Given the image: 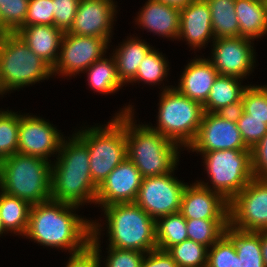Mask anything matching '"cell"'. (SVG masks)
Listing matches in <instances>:
<instances>
[{
  "mask_svg": "<svg viewBox=\"0 0 267 267\" xmlns=\"http://www.w3.org/2000/svg\"><path fill=\"white\" fill-rule=\"evenodd\" d=\"M253 41L240 36L215 39L212 42L213 49L209 60L218 74L242 80L247 78L246 76L252 73L254 63H256Z\"/></svg>",
  "mask_w": 267,
  "mask_h": 267,
  "instance_id": "14",
  "label": "cell"
},
{
  "mask_svg": "<svg viewBox=\"0 0 267 267\" xmlns=\"http://www.w3.org/2000/svg\"><path fill=\"white\" fill-rule=\"evenodd\" d=\"M204 154L218 150H251L242 140L233 113L205 112L194 141L187 148Z\"/></svg>",
  "mask_w": 267,
  "mask_h": 267,
  "instance_id": "11",
  "label": "cell"
},
{
  "mask_svg": "<svg viewBox=\"0 0 267 267\" xmlns=\"http://www.w3.org/2000/svg\"><path fill=\"white\" fill-rule=\"evenodd\" d=\"M31 205L18 197L0 190V218L7 234L25 236L29 224ZM9 231V232H8Z\"/></svg>",
  "mask_w": 267,
  "mask_h": 267,
  "instance_id": "27",
  "label": "cell"
},
{
  "mask_svg": "<svg viewBox=\"0 0 267 267\" xmlns=\"http://www.w3.org/2000/svg\"><path fill=\"white\" fill-rule=\"evenodd\" d=\"M225 234L233 241L240 267H265L261 231H241L228 225Z\"/></svg>",
  "mask_w": 267,
  "mask_h": 267,
  "instance_id": "26",
  "label": "cell"
},
{
  "mask_svg": "<svg viewBox=\"0 0 267 267\" xmlns=\"http://www.w3.org/2000/svg\"><path fill=\"white\" fill-rule=\"evenodd\" d=\"M26 45L52 68L59 56L64 31L54 25L22 26L16 32Z\"/></svg>",
  "mask_w": 267,
  "mask_h": 267,
  "instance_id": "22",
  "label": "cell"
},
{
  "mask_svg": "<svg viewBox=\"0 0 267 267\" xmlns=\"http://www.w3.org/2000/svg\"><path fill=\"white\" fill-rule=\"evenodd\" d=\"M167 252L178 267H207L208 248L193 240L173 245Z\"/></svg>",
  "mask_w": 267,
  "mask_h": 267,
  "instance_id": "33",
  "label": "cell"
},
{
  "mask_svg": "<svg viewBox=\"0 0 267 267\" xmlns=\"http://www.w3.org/2000/svg\"><path fill=\"white\" fill-rule=\"evenodd\" d=\"M158 1L181 8L194 0H158Z\"/></svg>",
  "mask_w": 267,
  "mask_h": 267,
  "instance_id": "46",
  "label": "cell"
},
{
  "mask_svg": "<svg viewBox=\"0 0 267 267\" xmlns=\"http://www.w3.org/2000/svg\"><path fill=\"white\" fill-rule=\"evenodd\" d=\"M75 134L88 147L91 178L99 187L114 168L127 158L125 114H115L106 125L86 127Z\"/></svg>",
  "mask_w": 267,
  "mask_h": 267,
  "instance_id": "6",
  "label": "cell"
},
{
  "mask_svg": "<svg viewBox=\"0 0 267 267\" xmlns=\"http://www.w3.org/2000/svg\"><path fill=\"white\" fill-rule=\"evenodd\" d=\"M54 25L53 0H29L23 26Z\"/></svg>",
  "mask_w": 267,
  "mask_h": 267,
  "instance_id": "40",
  "label": "cell"
},
{
  "mask_svg": "<svg viewBox=\"0 0 267 267\" xmlns=\"http://www.w3.org/2000/svg\"><path fill=\"white\" fill-rule=\"evenodd\" d=\"M71 136L64 137L51 164V199L75 206L95 204L98 187L91 178L88 147L75 133Z\"/></svg>",
  "mask_w": 267,
  "mask_h": 267,
  "instance_id": "2",
  "label": "cell"
},
{
  "mask_svg": "<svg viewBox=\"0 0 267 267\" xmlns=\"http://www.w3.org/2000/svg\"><path fill=\"white\" fill-rule=\"evenodd\" d=\"M101 223L96 220L92 221V235L90 238V244L82 251L71 254L65 267H101L100 255V236H101ZM100 235V236H99ZM100 241V242H99ZM101 256V257H100Z\"/></svg>",
  "mask_w": 267,
  "mask_h": 267,
  "instance_id": "35",
  "label": "cell"
},
{
  "mask_svg": "<svg viewBox=\"0 0 267 267\" xmlns=\"http://www.w3.org/2000/svg\"><path fill=\"white\" fill-rule=\"evenodd\" d=\"M107 258L103 261L105 267H141L146 253L135 250L107 248Z\"/></svg>",
  "mask_w": 267,
  "mask_h": 267,
  "instance_id": "41",
  "label": "cell"
},
{
  "mask_svg": "<svg viewBox=\"0 0 267 267\" xmlns=\"http://www.w3.org/2000/svg\"><path fill=\"white\" fill-rule=\"evenodd\" d=\"M229 225L241 231L267 230V180L253 178L229 201Z\"/></svg>",
  "mask_w": 267,
  "mask_h": 267,
  "instance_id": "12",
  "label": "cell"
},
{
  "mask_svg": "<svg viewBox=\"0 0 267 267\" xmlns=\"http://www.w3.org/2000/svg\"><path fill=\"white\" fill-rule=\"evenodd\" d=\"M211 13L215 39L239 37V22L235 13V0H206Z\"/></svg>",
  "mask_w": 267,
  "mask_h": 267,
  "instance_id": "29",
  "label": "cell"
},
{
  "mask_svg": "<svg viewBox=\"0 0 267 267\" xmlns=\"http://www.w3.org/2000/svg\"><path fill=\"white\" fill-rule=\"evenodd\" d=\"M180 213L185 219L229 220V202L197 181L190 186L187 183Z\"/></svg>",
  "mask_w": 267,
  "mask_h": 267,
  "instance_id": "18",
  "label": "cell"
},
{
  "mask_svg": "<svg viewBox=\"0 0 267 267\" xmlns=\"http://www.w3.org/2000/svg\"><path fill=\"white\" fill-rule=\"evenodd\" d=\"M104 56L92 63L84 72L87 73V81L90 88L100 94L115 93L124 86L119 80L115 59Z\"/></svg>",
  "mask_w": 267,
  "mask_h": 267,
  "instance_id": "28",
  "label": "cell"
},
{
  "mask_svg": "<svg viewBox=\"0 0 267 267\" xmlns=\"http://www.w3.org/2000/svg\"><path fill=\"white\" fill-rule=\"evenodd\" d=\"M52 125L49 121L29 113L20 115L18 153L52 162L49 158L58 154L64 138Z\"/></svg>",
  "mask_w": 267,
  "mask_h": 267,
  "instance_id": "15",
  "label": "cell"
},
{
  "mask_svg": "<svg viewBox=\"0 0 267 267\" xmlns=\"http://www.w3.org/2000/svg\"><path fill=\"white\" fill-rule=\"evenodd\" d=\"M157 126L152 130L184 148L194 141L205 113L203 105L180 93L175 86L162 87Z\"/></svg>",
  "mask_w": 267,
  "mask_h": 267,
  "instance_id": "7",
  "label": "cell"
},
{
  "mask_svg": "<svg viewBox=\"0 0 267 267\" xmlns=\"http://www.w3.org/2000/svg\"><path fill=\"white\" fill-rule=\"evenodd\" d=\"M183 70L179 84L175 88L184 96L203 105L219 75L218 71L204 56L203 58L195 57Z\"/></svg>",
  "mask_w": 267,
  "mask_h": 267,
  "instance_id": "20",
  "label": "cell"
},
{
  "mask_svg": "<svg viewBox=\"0 0 267 267\" xmlns=\"http://www.w3.org/2000/svg\"><path fill=\"white\" fill-rule=\"evenodd\" d=\"M254 178L267 180V133L251 149Z\"/></svg>",
  "mask_w": 267,
  "mask_h": 267,
  "instance_id": "43",
  "label": "cell"
},
{
  "mask_svg": "<svg viewBox=\"0 0 267 267\" xmlns=\"http://www.w3.org/2000/svg\"><path fill=\"white\" fill-rule=\"evenodd\" d=\"M7 232L3 226L2 220L0 218V235H2L3 233Z\"/></svg>",
  "mask_w": 267,
  "mask_h": 267,
  "instance_id": "48",
  "label": "cell"
},
{
  "mask_svg": "<svg viewBox=\"0 0 267 267\" xmlns=\"http://www.w3.org/2000/svg\"><path fill=\"white\" fill-rule=\"evenodd\" d=\"M239 36L258 39L267 34V6L264 0H235Z\"/></svg>",
  "mask_w": 267,
  "mask_h": 267,
  "instance_id": "24",
  "label": "cell"
},
{
  "mask_svg": "<svg viewBox=\"0 0 267 267\" xmlns=\"http://www.w3.org/2000/svg\"><path fill=\"white\" fill-rule=\"evenodd\" d=\"M20 114L0 110V161L18 153Z\"/></svg>",
  "mask_w": 267,
  "mask_h": 267,
  "instance_id": "34",
  "label": "cell"
},
{
  "mask_svg": "<svg viewBox=\"0 0 267 267\" xmlns=\"http://www.w3.org/2000/svg\"><path fill=\"white\" fill-rule=\"evenodd\" d=\"M209 182L197 181L221 194L228 202L254 178L251 150H218L201 154Z\"/></svg>",
  "mask_w": 267,
  "mask_h": 267,
  "instance_id": "9",
  "label": "cell"
},
{
  "mask_svg": "<svg viewBox=\"0 0 267 267\" xmlns=\"http://www.w3.org/2000/svg\"><path fill=\"white\" fill-rule=\"evenodd\" d=\"M52 75V67L17 33H7L0 38V81L6 92L39 83Z\"/></svg>",
  "mask_w": 267,
  "mask_h": 267,
  "instance_id": "8",
  "label": "cell"
},
{
  "mask_svg": "<svg viewBox=\"0 0 267 267\" xmlns=\"http://www.w3.org/2000/svg\"><path fill=\"white\" fill-rule=\"evenodd\" d=\"M261 251L265 267H267V230L261 231Z\"/></svg>",
  "mask_w": 267,
  "mask_h": 267,
  "instance_id": "45",
  "label": "cell"
},
{
  "mask_svg": "<svg viewBox=\"0 0 267 267\" xmlns=\"http://www.w3.org/2000/svg\"><path fill=\"white\" fill-rule=\"evenodd\" d=\"M173 173L142 179L135 203L155 221L180 212L182 195L187 184L175 178Z\"/></svg>",
  "mask_w": 267,
  "mask_h": 267,
  "instance_id": "10",
  "label": "cell"
},
{
  "mask_svg": "<svg viewBox=\"0 0 267 267\" xmlns=\"http://www.w3.org/2000/svg\"><path fill=\"white\" fill-rule=\"evenodd\" d=\"M166 57L152 48L140 62L135 78L130 83L159 84L167 78L169 67Z\"/></svg>",
  "mask_w": 267,
  "mask_h": 267,
  "instance_id": "32",
  "label": "cell"
},
{
  "mask_svg": "<svg viewBox=\"0 0 267 267\" xmlns=\"http://www.w3.org/2000/svg\"><path fill=\"white\" fill-rule=\"evenodd\" d=\"M240 109L249 114V118L267 120V85H247L242 95Z\"/></svg>",
  "mask_w": 267,
  "mask_h": 267,
  "instance_id": "36",
  "label": "cell"
},
{
  "mask_svg": "<svg viewBox=\"0 0 267 267\" xmlns=\"http://www.w3.org/2000/svg\"><path fill=\"white\" fill-rule=\"evenodd\" d=\"M77 208L52 199L31 205L26 238L42 246L68 250L69 255L84 250L90 244L92 220L74 213Z\"/></svg>",
  "mask_w": 267,
  "mask_h": 267,
  "instance_id": "1",
  "label": "cell"
},
{
  "mask_svg": "<svg viewBox=\"0 0 267 267\" xmlns=\"http://www.w3.org/2000/svg\"><path fill=\"white\" fill-rule=\"evenodd\" d=\"M207 267H240L234 243L226 234L208 248Z\"/></svg>",
  "mask_w": 267,
  "mask_h": 267,
  "instance_id": "37",
  "label": "cell"
},
{
  "mask_svg": "<svg viewBox=\"0 0 267 267\" xmlns=\"http://www.w3.org/2000/svg\"><path fill=\"white\" fill-rule=\"evenodd\" d=\"M142 179L134 163L126 158L98 187L95 205L102 208L115 203H135Z\"/></svg>",
  "mask_w": 267,
  "mask_h": 267,
  "instance_id": "17",
  "label": "cell"
},
{
  "mask_svg": "<svg viewBox=\"0 0 267 267\" xmlns=\"http://www.w3.org/2000/svg\"><path fill=\"white\" fill-rule=\"evenodd\" d=\"M7 33H9V32L4 28V26L1 22V19H0V38Z\"/></svg>",
  "mask_w": 267,
  "mask_h": 267,
  "instance_id": "47",
  "label": "cell"
},
{
  "mask_svg": "<svg viewBox=\"0 0 267 267\" xmlns=\"http://www.w3.org/2000/svg\"><path fill=\"white\" fill-rule=\"evenodd\" d=\"M141 267H178V265L167 251L154 249L145 254Z\"/></svg>",
  "mask_w": 267,
  "mask_h": 267,
  "instance_id": "44",
  "label": "cell"
},
{
  "mask_svg": "<svg viewBox=\"0 0 267 267\" xmlns=\"http://www.w3.org/2000/svg\"><path fill=\"white\" fill-rule=\"evenodd\" d=\"M238 129L245 145L252 149L255 144L267 133V120L249 118L240 108L233 112Z\"/></svg>",
  "mask_w": 267,
  "mask_h": 267,
  "instance_id": "39",
  "label": "cell"
},
{
  "mask_svg": "<svg viewBox=\"0 0 267 267\" xmlns=\"http://www.w3.org/2000/svg\"><path fill=\"white\" fill-rule=\"evenodd\" d=\"M5 93H7V92H6L5 89L3 88V85H2V83H1V81H0V95H3V94H5Z\"/></svg>",
  "mask_w": 267,
  "mask_h": 267,
  "instance_id": "49",
  "label": "cell"
},
{
  "mask_svg": "<svg viewBox=\"0 0 267 267\" xmlns=\"http://www.w3.org/2000/svg\"><path fill=\"white\" fill-rule=\"evenodd\" d=\"M102 209L108 247L143 253L156 249V221L136 203H115Z\"/></svg>",
  "mask_w": 267,
  "mask_h": 267,
  "instance_id": "5",
  "label": "cell"
},
{
  "mask_svg": "<svg viewBox=\"0 0 267 267\" xmlns=\"http://www.w3.org/2000/svg\"><path fill=\"white\" fill-rule=\"evenodd\" d=\"M133 108L129 104L117 113L125 114L127 158L134 163L143 178L174 172L181 146L146 124H135Z\"/></svg>",
  "mask_w": 267,
  "mask_h": 267,
  "instance_id": "3",
  "label": "cell"
},
{
  "mask_svg": "<svg viewBox=\"0 0 267 267\" xmlns=\"http://www.w3.org/2000/svg\"><path fill=\"white\" fill-rule=\"evenodd\" d=\"M228 225L229 220L186 219L187 236L209 248L225 234Z\"/></svg>",
  "mask_w": 267,
  "mask_h": 267,
  "instance_id": "31",
  "label": "cell"
},
{
  "mask_svg": "<svg viewBox=\"0 0 267 267\" xmlns=\"http://www.w3.org/2000/svg\"><path fill=\"white\" fill-rule=\"evenodd\" d=\"M80 0H53L54 26L67 32L73 24Z\"/></svg>",
  "mask_w": 267,
  "mask_h": 267,
  "instance_id": "42",
  "label": "cell"
},
{
  "mask_svg": "<svg viewBox=\"0 0 267 267\" xmlns=\"http://www.w3.org/2000/svg\"><path fill=\"white\" fill-rule=\"evenodd\" d=\"M29 0H0V19L9 33H16L24 24Z\"/></svg>",
  "mask_w": 267,
  "mask_h": 267,
  "instance_id": "38",
  "label": "cell"
},
{
  "mask_svg": "<svg viewBox=\"0 0 267 267\" xmlns=\"http://www.w3.org/2000/svg\"><path fill=\"white\" fill-rule=\"evenodd\" d=\"M183 38L193 50L215 40L210 8L206 0H194L180 8L178 39Z\"/></svg>",
  "mask_w": 267,
  "mask_h": 267,
  "instance_id": "19",
  "label": "cell"
},
{
  "mask_svg": "<svg viewBox=\"0 0 267 267\" xmlns=\"http://www.w3.org/2000/svg\"><path fill=\"white\" fill-rule=\"evenodd\" d=\"M110 44L105 38L80 36L65 32L62 38L59 56L52 68L53 75L75 76L95 61L101 59Z\"/></svg>",
  "mask_w": 267,
  "mask_h": 267,
  "instance_id": "13",
  "label": "cell"
},
{
  "mask_svg": "<svg viewBox=\"0 0 267 267\" xmlns=\"http://www.w3.org/2000/svg\"><path fill=\"white\" fill-rule=\"evenodd\" d=\"M145 40L129 37L118 48L116 47L113 57L115 59L119 80L123 85L130 83L136 76L140 62L152 49Z\"/></svg>",
  "mask_w": 267,
  "mask_h": 267,
  "instance_id": "25",
  "label": "cell"
},
{
  "mask_svg": "<svg viewBox=\"0 0 267 267\" xmlns=\"http://www.w3.org/2000/svg\"><path fill=\"white\" fill-rule=\"evenodd\" d=\"M51 162L15 153L0 161V190L30 205L51 199Z\"/></svg>",
  "mask_w": 267,
  "mask_h": 267,
  "instance_id": "4",
  "label": "cell"
},
{
  "mask_svg": "<svg viewBox=\"0 0 267 267\" xmlns=\"http://www.w3.org/2000/svg\"><path fill=\"white\" fill-rule=\"evenodd\" d=\"M180 8L158 0H148L138 12L136 24L156 35L178 39Z\"/></svg>",
  "mask_w": 267,
  "mask_h": 267,
  "instance_id": "21",
  "label": "cell"
},
{
  "mask_svg": "<svg viewBox=\"0 0 267 267\" xmlns=\"http://www.w3.org/2000/svg\"><path fill=\"white\" fill-rule=\"evenodd\" d=\"M187 239L186 219L180 212L156 220V249L167 251Z\"/></svg>",
  "mask_w": 267,
  "mask_h": 267,
  "instance_id": "30",
  "label": "cell"
},
{
  "mask_svg": "<svg viewBox=\"0 0 267 267\" xmlns=\"http://www.w3.org/2000/svg\"><path fill=\"white\" fill-rule=\"evenodd\" d=\"M113 0H80L72 26L67 33L105 38L111 42L117 13Z\"/></svg>",
  "mask_w": 267,
  "mask_h": 267,
  "instance_id": "16",
  "label": "cell"
},
{
  "mask_svg": "<svg viewBox=\"0 0 267 267\" xmlns=\"http://www.w3.org/2000/svg\"><path fill=\"white\" fill-rule=\"evenodd\" d=\"M241 79L233 76L218 75L211 91L203 104L208 113H233L240 108L242 95L247 87L241 85Z\"/></svg>",
  "mask_w": 267,
  "mask_h": 267,
  "instance_id": "23",
  "label": "cell"
}]
</instances>
